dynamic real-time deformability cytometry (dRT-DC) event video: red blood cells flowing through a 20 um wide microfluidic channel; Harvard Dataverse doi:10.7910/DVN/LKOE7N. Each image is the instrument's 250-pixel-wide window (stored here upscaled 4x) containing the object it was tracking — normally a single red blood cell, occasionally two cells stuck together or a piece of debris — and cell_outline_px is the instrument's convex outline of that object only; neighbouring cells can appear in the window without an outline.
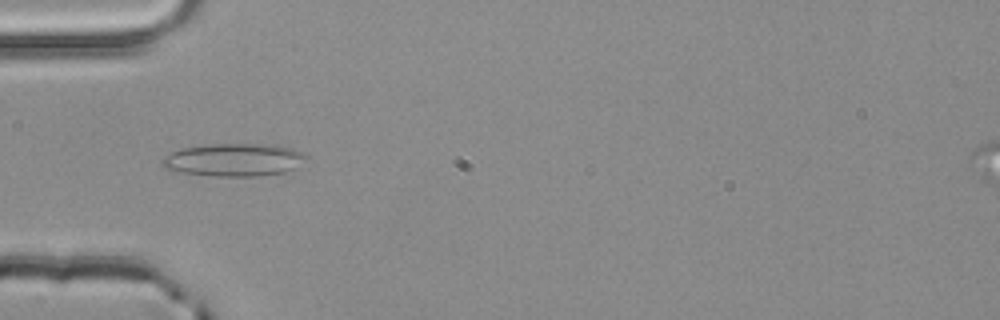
{"species": "common noctule bat (a hibernating species)", "species_latin": "Nyctalus noctula", "temperature_condition": "room temperature", "stored_images_in_passage": 2, "camera_frame_rate_fps": 3000, "um_per_image_px": 0.085, "animal": {"sex": "male", "body_mass_g": 20.4}, "frame": {"image": 1, "passage_image": 1, "time_ms": 0.0, "image_size_px": [1000, 320], "cell_outline_px": [[308, 156], [296, 168], [284, 172], [256, 176], [216, 176], [184, 172], [164, 168], [160, 164], [160, 160], [164, 156], [172, 152], [184, 148], [204, 144], [276, 144], [292, 148]], "centroid_in_image_um": [19.88, 13.57], "position_along_channel_um": 65.1, "area_um2": 27.51}}
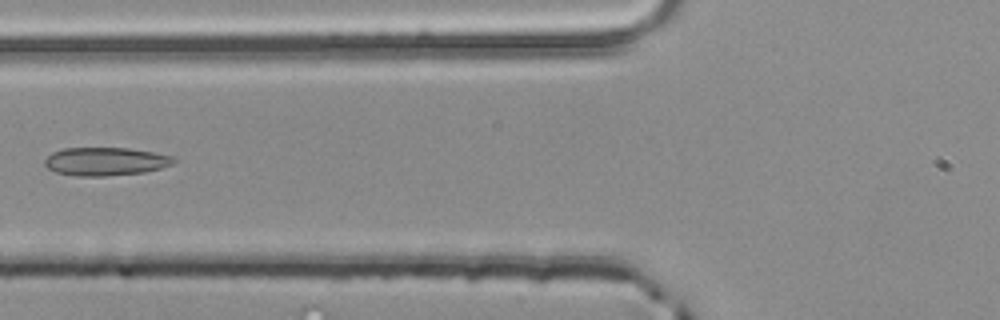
{"frame": {"image": 2, "passage_image": 2, "time_ms": 0.333, "image_size_px": [1000, 320], "cell_outline_px": [[176, 164], [144, 172], [104, 176], [76, 176], [56, 172], [48, 168], [44, 164], [44, 160], [52, 152], [64, 148], [128, 148], [152, 152], [172, 156], [176, 160]], "centroid_in_image_um": [8.97, 13.72], "position_along_channel_um": 116.8, "area_um2": 21.21}}